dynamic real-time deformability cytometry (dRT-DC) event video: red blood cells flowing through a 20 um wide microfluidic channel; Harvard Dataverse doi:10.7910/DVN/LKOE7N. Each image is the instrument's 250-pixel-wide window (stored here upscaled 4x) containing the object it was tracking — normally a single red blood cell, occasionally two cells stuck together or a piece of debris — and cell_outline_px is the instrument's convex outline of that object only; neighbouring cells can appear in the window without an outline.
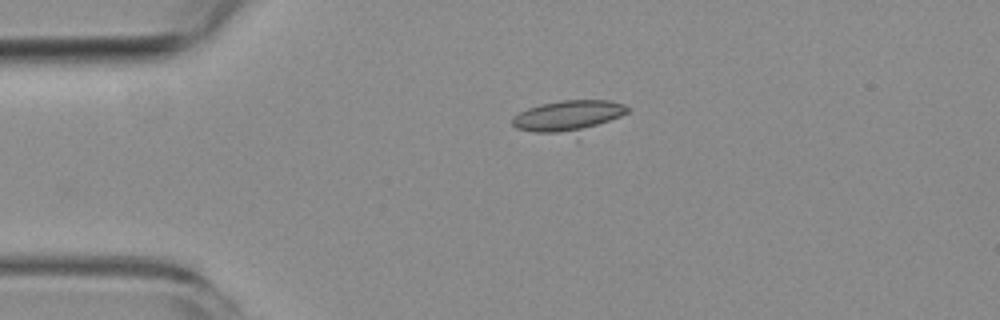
{"species": "common noctule bat (a hibernating species)", "species_latin": "Nyctalus noctula", "temperature_condition": "room temperature", "stored_images_in_passage": 2, "camera_frame_rate_fps": 3000, "um_per_image_px": 0.085, "animal": {"sex": "female", "body_mass_g": 19.3, "forearm_length_mm": 54.1}, "frame": {"image": 1, "passage_image": 1, "time_ms": 0.0, "image_size_px": [1000, 320], "cell_outline_px": [[628, 112], [580, 140], [576, 140], [516, 128], [512, 124], [512, 116], [528, 108], [540, 104], [560, 100], [608, 100], [624, 104], [628, 108]], "centroid_in_image_um": [48.39, 9.99], "position_along_channel_um": 36.6, "area_um2": 23.06}}